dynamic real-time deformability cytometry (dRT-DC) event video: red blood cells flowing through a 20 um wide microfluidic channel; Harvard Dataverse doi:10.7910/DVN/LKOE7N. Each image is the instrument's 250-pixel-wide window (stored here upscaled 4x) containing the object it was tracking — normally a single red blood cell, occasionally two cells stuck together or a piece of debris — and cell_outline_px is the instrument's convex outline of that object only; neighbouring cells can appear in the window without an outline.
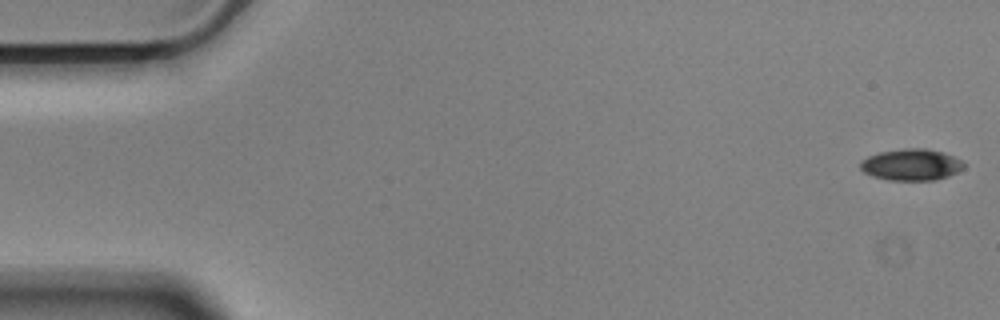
{"species": "Egyptian fruit bat (a non-hibernating species)", "species_latin": "Rousettus aegyptiacus", "temperature_condition": "cold", "stored_images_in_passage": 9, "camera_frame_rate_fps": 3000, "um_per_image_px": 0.085, "animal": {"sex": "male"}, "frame": {"image": 1, "passage_image": 1, "time_ms": 0.0, "image_size_px": [1000, 320], "cell_outline_px": [[964, 168], [948, 176], [936, 180], [888, 180], [872, 176], [864, 172], [860, 168], [860, 164], [868, 156], [880, 152], [904, 148], [924, 148], [940, 152], [952, 156], [960, 160], [964, 164]], "centroid_in_image_um": [77.44, 14.0], "position_along_channel_um": 7.6, "area_um2": 18.79}}